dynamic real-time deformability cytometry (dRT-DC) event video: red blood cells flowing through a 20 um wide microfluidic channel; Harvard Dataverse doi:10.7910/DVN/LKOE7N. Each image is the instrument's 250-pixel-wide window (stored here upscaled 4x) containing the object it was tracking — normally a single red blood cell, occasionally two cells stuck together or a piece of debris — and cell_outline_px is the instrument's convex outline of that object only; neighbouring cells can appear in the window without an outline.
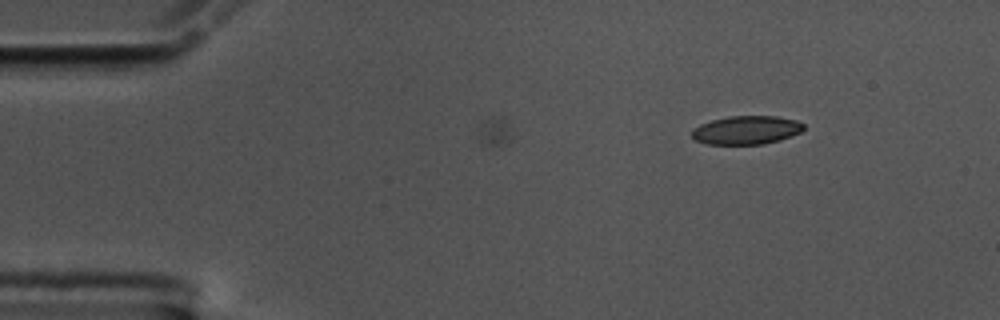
{"species": "common noctule bat (a hibernating species)", "species_latin": "Nyctalus noctula", "temperature_condition": "cold", "stored_images_in_passage": 13, "camera_frame_rate_fps": 3000, "um_per_image_px": 0.085, "animal": {"sex": "male", "body_mass_g": 17.5, "forearm_length_mm": 52.3}, "frame": {"image": 1, "passage_image": 13, "time_ms": 4.0, "image_size_px": [1000, 320], "cell_outline_px": [[804, 128], [800, 132], [780, 140], [764, 144], [708, 144], [696, 140], [692, 136], [692, 128], [700, 124], [712, 120], [728, 116], [776, 116], [796, 120], [804, 124]], "centroid_in_image_um": [63.44, 11.05], "position_along_channel_um": 21.6, "area_um2": 18.55}}